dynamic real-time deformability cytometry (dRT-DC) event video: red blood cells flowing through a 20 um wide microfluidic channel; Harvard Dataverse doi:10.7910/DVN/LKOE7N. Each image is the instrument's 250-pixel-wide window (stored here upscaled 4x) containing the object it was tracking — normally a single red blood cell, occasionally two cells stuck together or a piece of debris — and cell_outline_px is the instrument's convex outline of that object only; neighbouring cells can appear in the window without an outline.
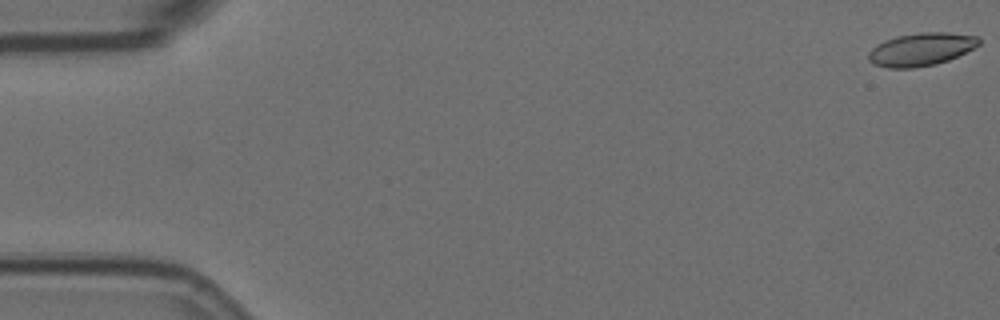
{"species": "Egyptian fruit bat (a non-hibernating species)", "species_latin": "Rousettus aegyptiacus", "temperature_condition": "room temperature", "stored_images_in_passage": 11, "camera_frame_rate_fps": 3000, "um_per_image_px": 0.085, "animal": {"sex": "female"}, "frame": {"image": 1, "passage_image": 1, "time_ms": 0.0, "image_size_px": [1000, 320], "cell_outline_px": [[980, 44], [948, 60], [936, 64], [912, 68], [888, 68], [872, 64], [868, 60], [868, 52], [876, 44], [884, 40], [896, 36], [920, 32], [948, 32], [980, 36]], "centroid_in_image_um": [78.26, 4.18], "position_along_channel_um": 6.7, "area_um2": 21.33}}